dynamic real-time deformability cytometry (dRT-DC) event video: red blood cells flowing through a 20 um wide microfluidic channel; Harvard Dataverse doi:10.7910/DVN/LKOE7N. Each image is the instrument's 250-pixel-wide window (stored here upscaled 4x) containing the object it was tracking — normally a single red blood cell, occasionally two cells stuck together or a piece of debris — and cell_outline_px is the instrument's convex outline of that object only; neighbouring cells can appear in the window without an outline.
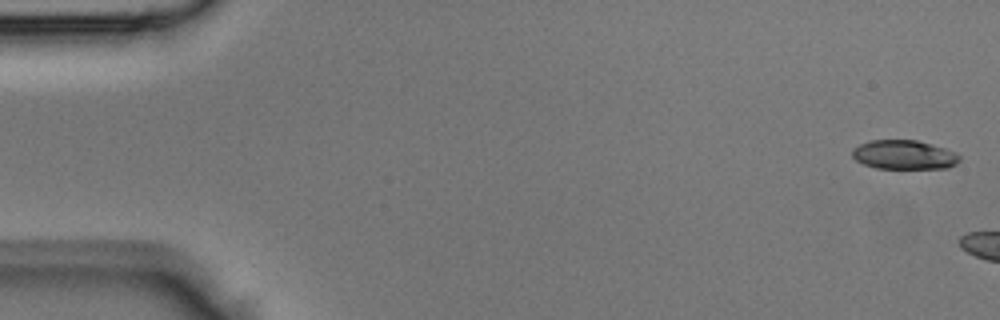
{"species": "Egyptian fruit bat (a non-hibernating species)", "species_latin": "Rousettus aegyptiacus", "temperature_condition": "room temperature", "stored_images_in_passage": 5, "camera_frame_rate_fps": 3000, "um_per_image_px": 0.085, "animal": {"sex": "male"}, "frame": {"image": 1, "passage_image": 1, "time_ms": 0.0, "image_size_px": [1000, 320], "cell_outline_px": [[960, 160], [956, 164], [948, 168], [876, 168], [864, 164], [856, 160], [852, 156], [852, 148], [868, 140], [916, 140], [944, 148], [956, 152], [960, 156]], "centroid_in_image_um": [76.84, 13.15], "position_along_channel_um": 8.2, "area_um2": 18.21}}